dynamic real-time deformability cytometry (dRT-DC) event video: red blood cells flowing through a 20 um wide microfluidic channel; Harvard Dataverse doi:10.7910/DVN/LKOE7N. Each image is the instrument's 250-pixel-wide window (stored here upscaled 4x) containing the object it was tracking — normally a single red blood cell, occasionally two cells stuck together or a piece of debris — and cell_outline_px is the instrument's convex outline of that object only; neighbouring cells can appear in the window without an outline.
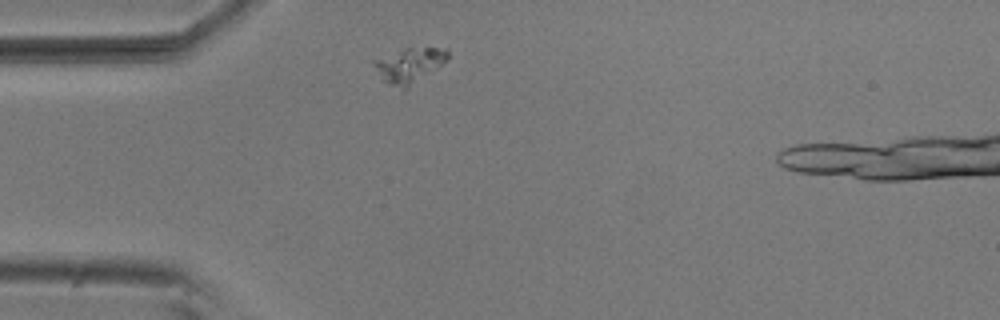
{"species": "common noctule bat (a hibernating species)", "species_latin": "Nyctalus noctula", "temperature_condition": "room temperature", "stored_images_in_passage": 4, "camera_frame_rate_fps": 3000, "um_per_image_px": 0.085, "animal": {"sex": "male", "body_mass_g": 20.5, "forearm_length_mm": 52.5}, "frame": {"image": 1, "passage_image": 1, "time_ms": 0.0, "image_size_px": [1000, 320], "cell_outline_px": [[448, 60], [408, 88], [392, 84], [380, 80], [372, 60], [404, 48], [448, 48]], "centroid_in_image_um": [34.79, 5.52], "position_along_channel_um": 50.2, "area_um2": 14.74}}
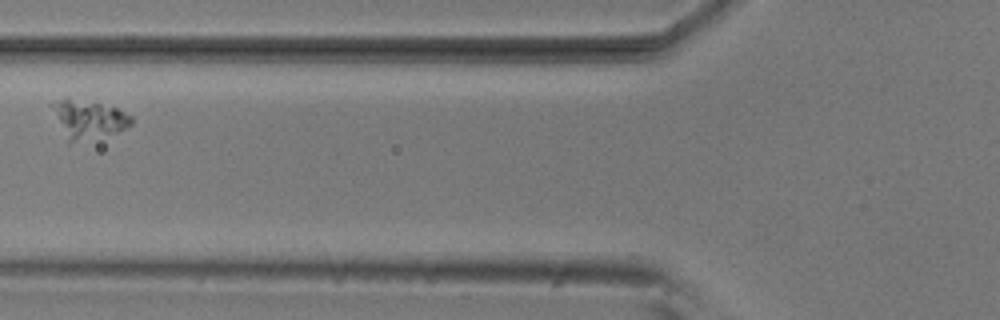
{"frame": {"image": 2, "passage_image": 3, "time_ms": 0.667, "image_size_px": [1000, 320], "cell_outline_px": [[132, 124], [116, 132], [68, 144], [48, 104], [68, 96], [116, 108], [132, 116]], "centroid_in_image_um": [7.42, 10.11], "position_along_channel_um": 118.4, "area_um2": 17.8}}
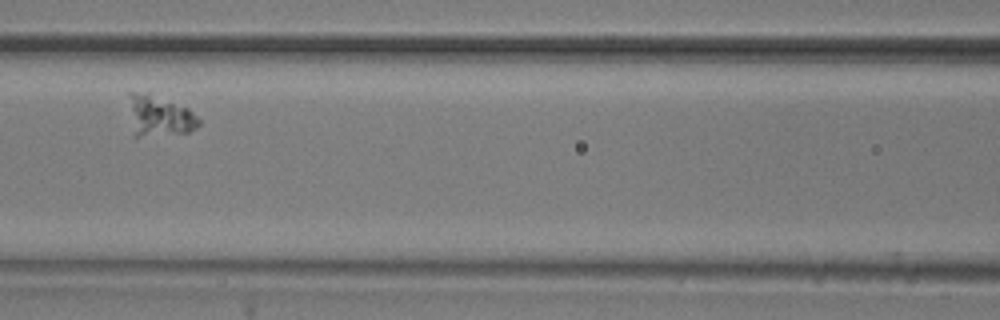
{"frame": {"image": 3, "passage_image": 4, "time_ms": 1.0, "image_size_px": [1000, 320], "cell_outline_px": [[200, 124], [196, 128], [188, 132], [136, 136], [132, 136], [128, 96], [128, 92], [148, 92], [188, 108], [200, 120]], "centroid_in_image_um": [13.49, 9.83], "position_along_channel_um": 153.1, "area_um2": 16.7}}